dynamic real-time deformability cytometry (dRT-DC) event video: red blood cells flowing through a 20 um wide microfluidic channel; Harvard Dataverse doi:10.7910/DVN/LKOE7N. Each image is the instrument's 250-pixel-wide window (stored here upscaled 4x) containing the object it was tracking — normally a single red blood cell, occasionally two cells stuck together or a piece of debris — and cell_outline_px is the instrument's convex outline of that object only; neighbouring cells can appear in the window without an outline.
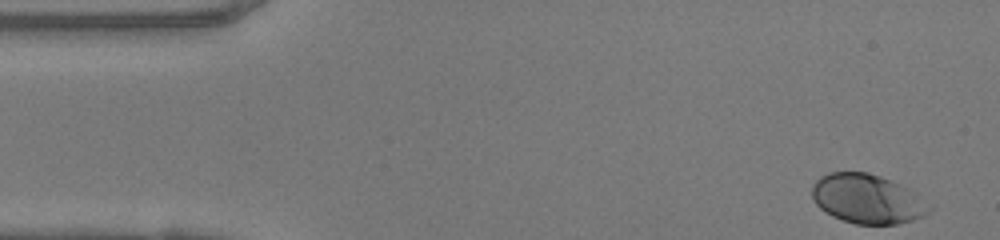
{"species": "human", "species_latin": "Homo sapiens", "temperature_condition": "warm", "stored_images_in_passage": 39, "camera_frame_rate_fps": 3000, "um_per_image_px": 0.085, "donor": {"sex": "female"}, "frame": {"image": 1, "passage_image": 1, "time_ms": 0.0, "image_size_px": [1000, 240], "cell_outline_px": [[932, 208], [924, 216], [912, 220], [896, 224], [856, 224], [832, 216], [820, 208], [816, 204], [812, 196], [812, 184], [820, 176], [828, 172], [868, 172], [880, 176], [900, 184], [908, 188]], "centroid_in_image_um": [73.68, 16.9], "position_along_channel_um": 11.3, "area_um2": 33.47}}
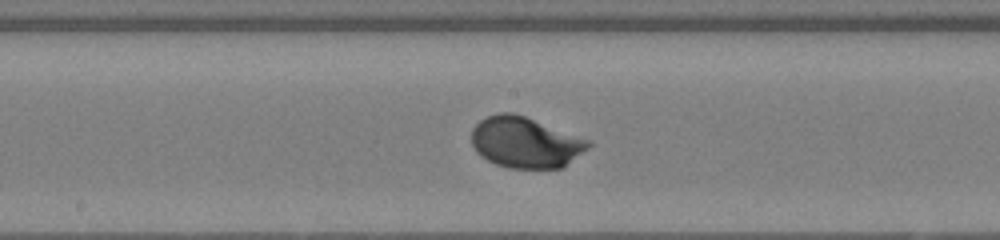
{"frame": {"image": 2, "passage_image": 23, "time_ms": 7.333, "image_size_px": [1000, 240], "cell_outline_px": [[592, 144], [588, 148], [564, 168], [508, 168], [496, 164], [480, 156], [476, 152], [472, 144], [472, 128], [480, 120], [488, 116], [500, 112], [512, 112], [524, 116], [592, 140]], "centroid_in_image_um": [44.68, 12.11], "position_along_channel_um": 203.5, "area_um2": 34.85}}
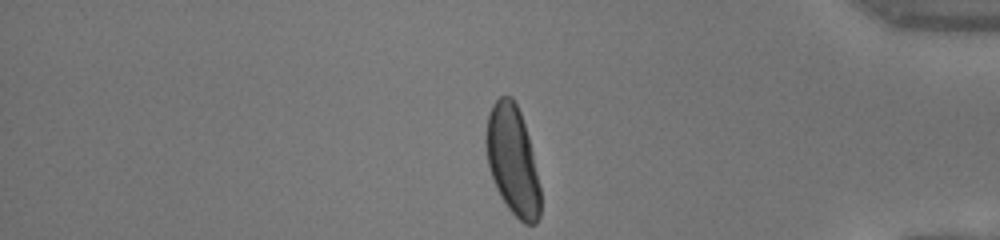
{"frame": {"image": 3, "passage_image": 39, "time_ms": 12.667, "image_size_px": [1000, 240], "cell_outline_px": [[540, 216], [536, 224], [524, 224], [508, 208], [500, 196], [496, 188], [488, 164], [484, 140], [488, 116], [492, 104], [500, 96], [512, 96], [520, 112], [528, 136], [532, 152], [540, 188]], "centroid_in_image_um": [43.56, 13.64], "position_along_channel_um": 391.6, "area_um2": 34.39}, "authors_computed_cell_mechanics": {"area_um2": 33.2928, "velocity_mm_per_s": 4.1323, "shape_relaxation_time_tau1_ms": 2.0581, "shape_relaxation_time_tau2_ms": null, "deformation_change_tau1": 0.1438, "deformation_change_tau2": null}}